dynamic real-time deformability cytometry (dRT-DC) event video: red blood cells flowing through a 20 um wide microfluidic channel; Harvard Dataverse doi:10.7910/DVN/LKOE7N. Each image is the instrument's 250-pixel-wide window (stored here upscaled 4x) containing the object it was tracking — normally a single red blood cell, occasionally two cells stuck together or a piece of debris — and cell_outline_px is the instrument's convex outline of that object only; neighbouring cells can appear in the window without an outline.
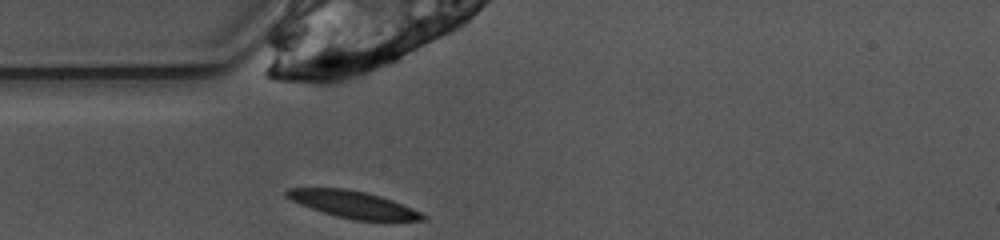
{"species": "common noctule bat (a hibernating species)", "species_latin": "Nyctalus noctula", "temperature_condition": "warm", "stored_images_in_passage": 27, "camera_frame_rate_fps": 3000, "um_per_image_px": 0.085, "animal": {"sex": "female", "body_mass_g": 10.0, "forearm_length_mm": 53.1}, "frame": {"image": 1, "passage_image": 1, "time_ms": 0.0, "image_size_px": [1000, 240], "cell_outline_px": [[428, 216], [424, 220], [356, 220], [336, 216], [300, 204], [284, 196], [284, 192], [288, 188], [344, 188], [364, 192], [380, 196], [392, 200], [420, 212]], "centroid_in_image_um": [29.99, 17.37], "position_along_channel_um": 55.0, "area_um2": 20.98}}
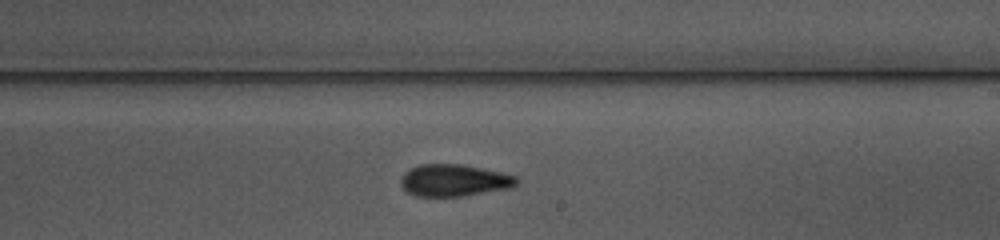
{"frame": {"image": 2, "passage_image": 16, "time_ms": 5.0, "image_size_px": [1000, 240], "cell_outline_px": [[520, 180], [516, 184], [508, 188], [464, 196], [416, 196], [408, 192], [400, 184], [400, 180], [404, 172], [420, 164], [460, 164], [500, 172], [516, 176]], "centroid_in_image_um": [38.58, 15.33], "position_along_channel_um": 250.4, "area_um2": 21.39}}
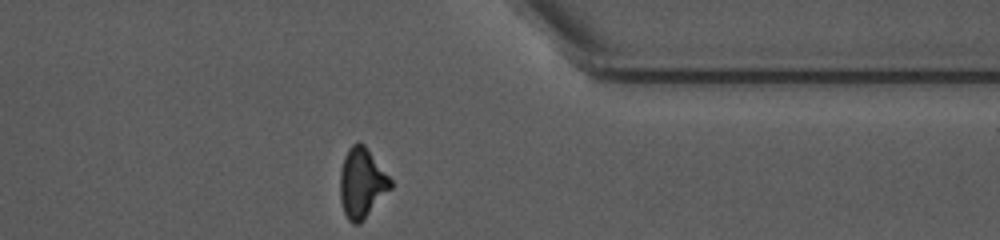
{"frame": {"image": 3, "passage_image": 27, "time_ms": 8.667, "image_size_px": [1000, 240], "cell_outline_px": [[392, 188], [360, 224], [352, 224], [348, 220], [344, 212], [340, 200], [340, 172], [344, 156], [348, 148], [356, 140], [364, 144], [392, 180]], "centroid_in_image_um": [30.75, 15.56], "position_along_channel_um": 380.7, "area_um2": 20.75}, "authors_computed_cell_mechanics": {"area_um2": 21.386, "velocity_mm_per_s": 3.9074, "shape_relaxation_time_tau1_ms": 5.3083, "shape_relaxation_time_tau2_ms": 6.0521, "deformation_change_tau1": 0.1776, "deformation_change_tau2": 0.1193}}